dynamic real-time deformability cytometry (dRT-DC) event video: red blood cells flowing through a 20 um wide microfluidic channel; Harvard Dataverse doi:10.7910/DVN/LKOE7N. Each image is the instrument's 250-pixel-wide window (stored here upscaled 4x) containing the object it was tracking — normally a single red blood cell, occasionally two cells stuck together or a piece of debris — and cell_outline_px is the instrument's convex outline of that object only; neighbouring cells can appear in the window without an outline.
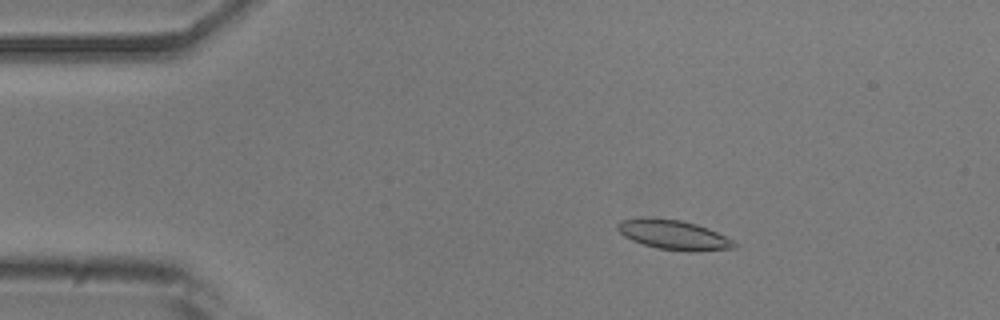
{"species": "common noctule bat (a hibernating species)", "species_latin": "Nyctalus noctula", "temperature_condition": "room temperature", "stored_images_in_passage": 53, "camera_frame_rate_fps": 3000, "um_per_image_px": 0.085, "animal": {"sex": "male", "body_mass_g": 20.5, "forearm_length_mm": 52.5}, "frame": {"image": 1, "passage_image": 9, "time_ms": 2.667, "image_size_px": [1000, 320], "cell_outline_px": [[736, 248], [696, 252], [688, 252], [656, 248], [632, 240], [624, 236], [616, 228], [616, 224], [620, 220], [680, 220], [696, 224], [708, 228], [732, 240], [736, 244]], "centroid_in_image_um": [57.32, 20.01], "position_along_channel_um": 27.7, "area_um2": 19.48}}
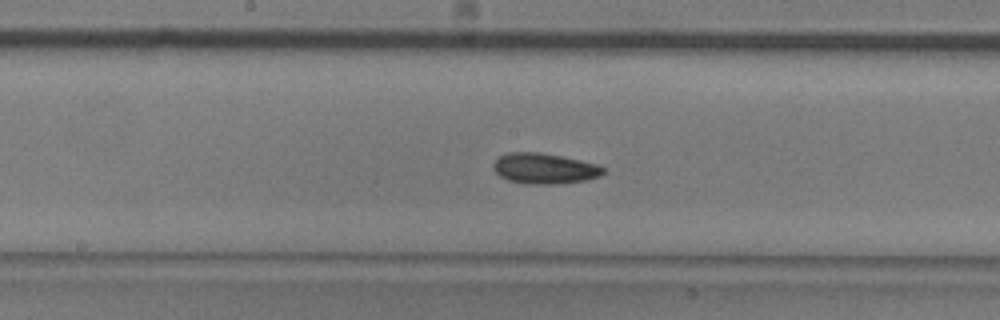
{"frame": {"image": 2, "passage_image": 27, "time_ms": 8.667, "image_size_px": [1000, 320], "cell_outline_px": [[604, 172], [600, 176], [588, 180], [556, 184], [528, 184], [508, 180], [500, 176], [492, 168], [492, 164], [500, 156], [508, 152], [540, 152], [580, 160], [596, 164], [604, 168]], "centroid_in_image_um": [46.26, 14.32], "position_along_channel_um": 201.9, "area_um2": 19.59}}
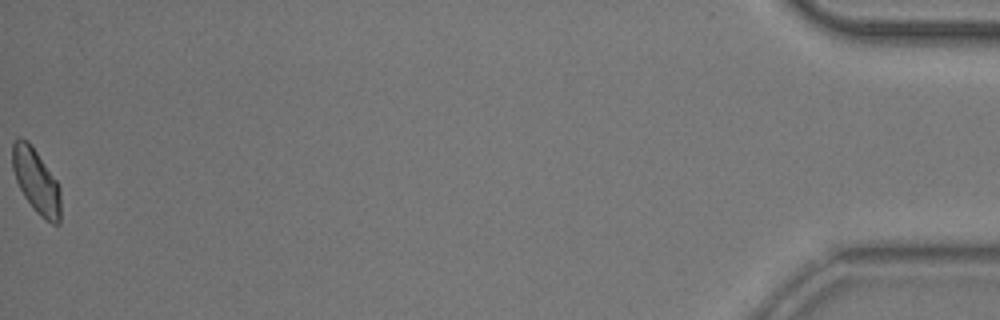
{"frame": {"image": 3, "passage_image": 53, "time_ms": 17.333, "image_size_px": [1000, 320], "cell_outline_px": [[60, 224], [52, 224], [40, 216], [36, 212], [24, 196], [16, 180], [12, 168], [12, 144], [20, 136], [28, 140], [56, 180], [60, 188]], "centroid_in_image_um": [3.07, 15.39], "position_along_channel_um": 432.1, "area_um2": 18.03}, "authors_computed_cell_mechanics": {"area_um2": 19.0162, "velocity_mm_per_s": 3.8325, "shape_relaxation_time_tau1_ms": 8.52, "shape_relaxation_time_tau2_ms": 6.8925, "deformation_change_tau1": 0.1461, "deformation_change_tau2": 0.1265}}